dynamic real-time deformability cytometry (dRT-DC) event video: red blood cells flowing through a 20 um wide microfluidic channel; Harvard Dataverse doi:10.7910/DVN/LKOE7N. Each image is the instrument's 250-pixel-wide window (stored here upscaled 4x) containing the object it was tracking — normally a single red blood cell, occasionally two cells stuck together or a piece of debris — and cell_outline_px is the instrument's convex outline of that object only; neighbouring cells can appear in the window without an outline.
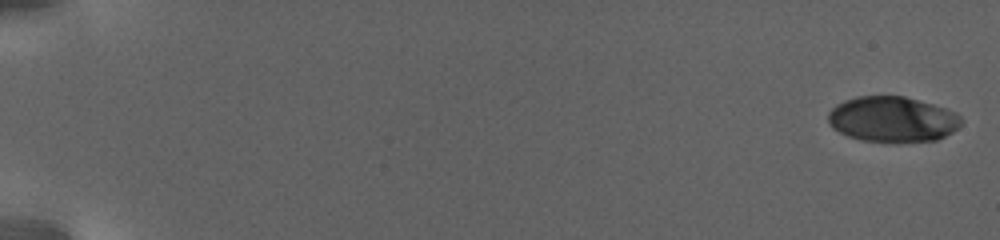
{"species": "human", "species_latin": "Homo sapiens", "temperature_condition": "warm", "stored_images_in_passage": 73, "camera_frame_rate_fps": 3000, "um_per_image_px": 0.085, "donor": {"sex": "female"}, "frame": {"image": 1, "passage_image": 1, "time_ms": 0.0, "image_size_px": [1000, 240], "cell_outline_px": [[960, 124], [952, 132], [936, 140], [896, 144], [860, 140], [848, 136], [832, 128], [828, 120], [828, 112], [836, 104], [844, 100], [856, 96], [904, 96], [932, 104], [956, 112], [960, 116]], "centroid_in_image_um": [75.83, 10.16], "position_along_channel_um": 9.2, "area_um2": 35.72}}
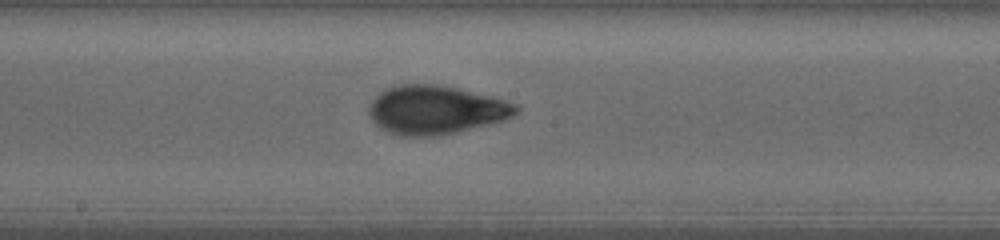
{"frame": {"image": 2, "passage_image": 42, "time_ms": 14.667, "image_size_px": [1000, 240], "cell_outline_px": [[520, 108], [512, 116], [504, 120], [440, 136], [400, 136], [388, 132], [380, 128], [372, 120], [368, 112], [368, 108], [372, 100], [380, 92], [388, 88], [400, 84], [436, 84], [456, 88], [492, 96], [516, 104]], "centroid_in_image_um": [37.01, 9.35], "position_along_channel_um": 211.2, "area_um2": 41.62}}
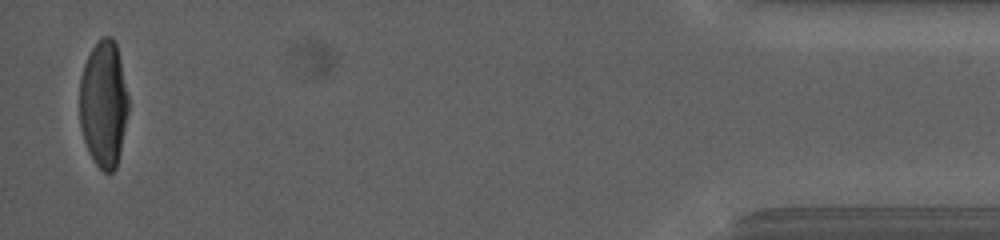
{"frame": {"image": 3, "passage_image": 73, "time_ms": 25.333, "image_size_px": [1000, 240], "cell_outline_px": [[128, 112], [120, 152], [116, 168], [112, 172], [104, 172], [96, 164], [88, 152], [80, 128], [80, 76], [84, 64], [92, 48], [104, 36], [112, 36], [116, 44], [120, 60], [128, 96]], "centroid_in_image_um": [8.8, 8.85], "position_along_channel_um": 426.4, "area_um2": 35.89}, "authors_computed_cell_mechanics": {"area_um2": 38.2058, "velocity_mm_per_s": 2.7129, "shape_relaxation_time_tau1_ms": 6.0012, "shape_relaxation_time_tau2_ms": 1.5597, "deformation_change_tau1": 0.2236, "deformation_change_tau2": 0.0549}}